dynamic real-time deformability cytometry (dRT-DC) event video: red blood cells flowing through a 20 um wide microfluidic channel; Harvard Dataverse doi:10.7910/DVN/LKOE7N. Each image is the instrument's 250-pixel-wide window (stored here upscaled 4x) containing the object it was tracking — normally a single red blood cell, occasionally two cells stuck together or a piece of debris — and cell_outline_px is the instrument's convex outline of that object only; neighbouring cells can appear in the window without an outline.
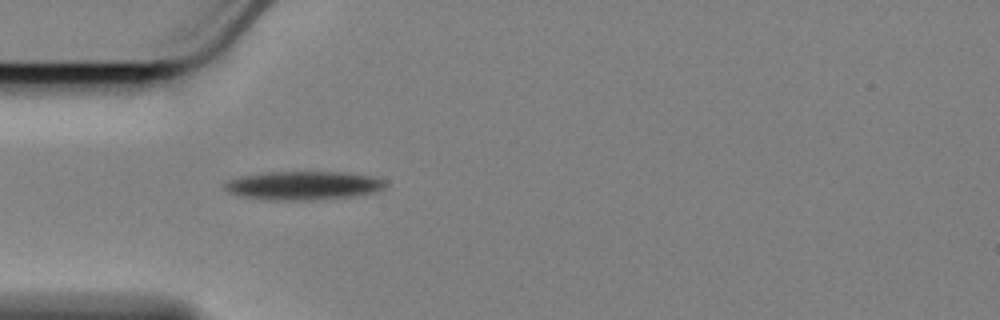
{"species": "Egyptian fruit bat (a non-hibernating species)", "species_latin": "Rousettus aegyptiacus", "temperature_condition": "cold", "stored_images_in_passage": 4, "camera_frame_rate_fps": 3000, "um_per_image_px": 0.085, "animal": {"sex": "female"}, "frame": {"image": 1, "passage_image": 1, "time_ms": 0.0, "image_size_px": [1000, 320], "cell_outline_px": [[388, 184], [384, 188], [372, 192], [348, 196], [244, 196], [232, 192], [224, 188], [224, 184], [228, 180], [240, 176], [268, 172], [344, 172], [372, 176], [388, 180]], "centroid_in_image_um": [25.9, 15.66], "position_along_channel_um": 59.1, "area_um2": 24.45}}
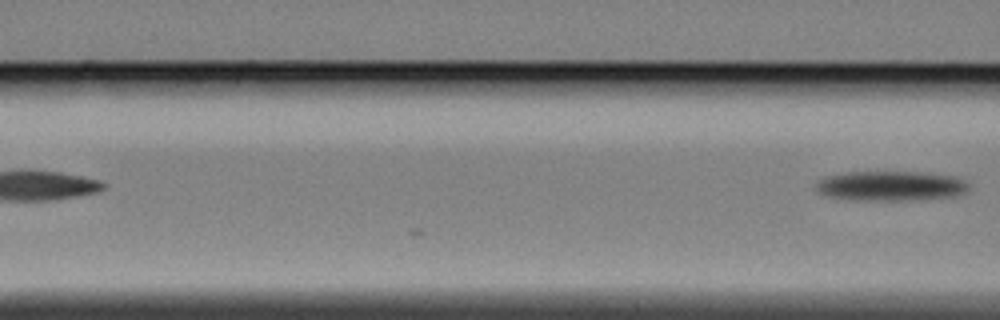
{"frame": {"image": 2, "passage_image": 4, "time_ms": 1.0, "image_size_px": [1000, 320], "cell_outline_px": [[968, 188], [964, 192], [952, 196], [908, 200], [856, 200], [828, 196], [820, 192], [816, 188], [816, 184], [824, 176], [848, 172], [920, 172], [956, 176], [964, 180], [968, 184]], "centroid_in_image_um": [75.71, 15.79], "position_along_channel_um": 90.9, "area_um2": 26.3}}